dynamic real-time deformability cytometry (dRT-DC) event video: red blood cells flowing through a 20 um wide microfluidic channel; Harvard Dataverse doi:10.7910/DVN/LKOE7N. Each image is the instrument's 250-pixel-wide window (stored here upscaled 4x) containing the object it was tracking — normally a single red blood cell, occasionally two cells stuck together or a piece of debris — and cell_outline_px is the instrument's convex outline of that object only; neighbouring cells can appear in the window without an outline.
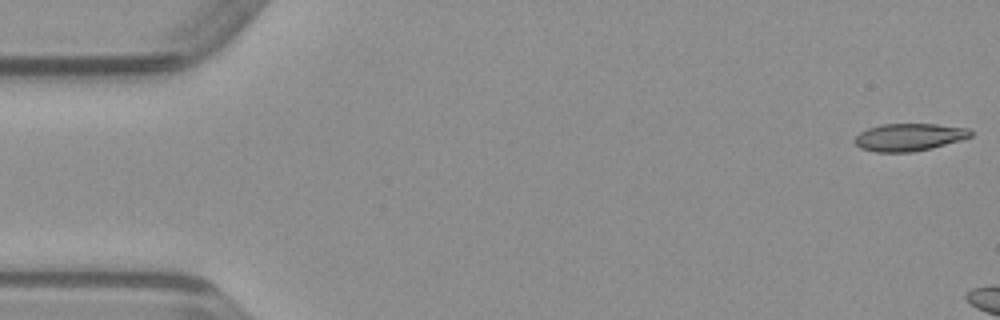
{"species": "common noctule bat (a hibernating species)", "species_latin": "Nyctalus noctula", "temperature_condition": "warm", "stored_images_in_passage": 5, "camera_frame_rate_fps": 3000, "um_per_image_px": 0.085, "animal": {"sex": "male", "body_mass_g": 23.1, "forearm_length_mm": 52.7}, "frame": {"image": 1, "passage_image": 1, "time_ms": 0.0, "image_size_px": [1000, 320], "cell_outline_px": [[972, 136], [960, 140], [932, 148], [912, 152], [876, 152], [860, 148], [852, 140], [860, 132], [868, 128], [880, 124], [936, 124], [968, 128], [972, 132]], "centroid_in_image_um": [77.25, 11.66], "position_along_channel_um": 7.8, "area_um2": 18.61}}